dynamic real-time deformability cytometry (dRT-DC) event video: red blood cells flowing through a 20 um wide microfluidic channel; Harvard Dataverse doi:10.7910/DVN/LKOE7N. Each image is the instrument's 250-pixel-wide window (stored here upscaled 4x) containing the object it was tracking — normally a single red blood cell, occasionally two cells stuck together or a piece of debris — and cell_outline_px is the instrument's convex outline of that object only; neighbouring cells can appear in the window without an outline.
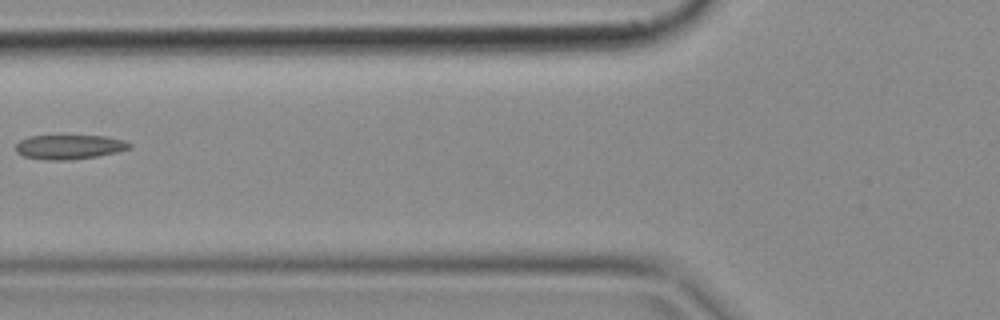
{"species": "common noctule bat (a hibernating species)", "species_latin": "Nyctalus noctula", "temperature_condition": "cold", "stored_images_in_passage": 4, "camera_frame_rate_fps": 3000, "um_per_image_px": 0.085, "animal": {"sex": "female", "body_mass_g": 18.4}, "frame": {"image": 1, "passage_image": 3, "time_ms": 0.667, "image_size_px": [1000, 320], "cell_outline_px": [[132, 148], [116, 152], [96, 156], [68, 160], [44, 160], [24, 156], [16, 152], [16, 144], [20, 140], [28, 136], [104, 136], [124, 140], [132, 144]], "centroid_in_image_um": [5.89, 12.49], "position_along_channel_um": 119.9, "area_um2": 16.13}}
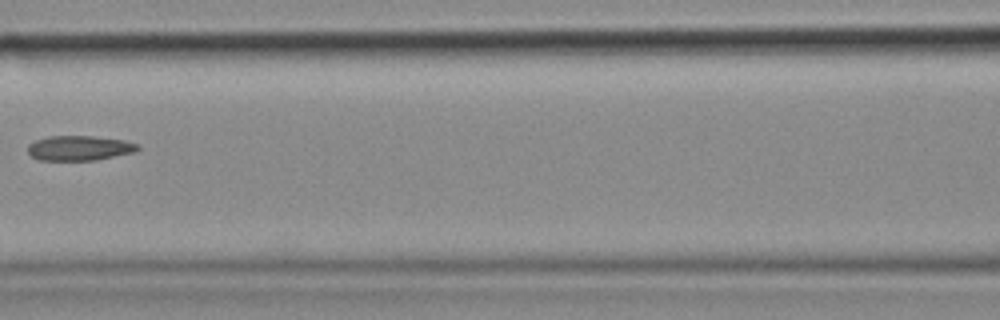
{"frame": {"image": 2, "passage_image": 4, "time_ms": 1.0, "image_size_px": [1000, 320], "cell_outline_px": [[140, 148], [136, 152], [96, 160], [40, 160], [32, 156], [28, 152], [28, 144], [36, 140], [48, 136], [92, 136], [124, 140], [140, 144]], "centroid_in_image_um": [6.78, 12.58], "position_along_channel_um": 159.8, "area_um2": 16.01}}